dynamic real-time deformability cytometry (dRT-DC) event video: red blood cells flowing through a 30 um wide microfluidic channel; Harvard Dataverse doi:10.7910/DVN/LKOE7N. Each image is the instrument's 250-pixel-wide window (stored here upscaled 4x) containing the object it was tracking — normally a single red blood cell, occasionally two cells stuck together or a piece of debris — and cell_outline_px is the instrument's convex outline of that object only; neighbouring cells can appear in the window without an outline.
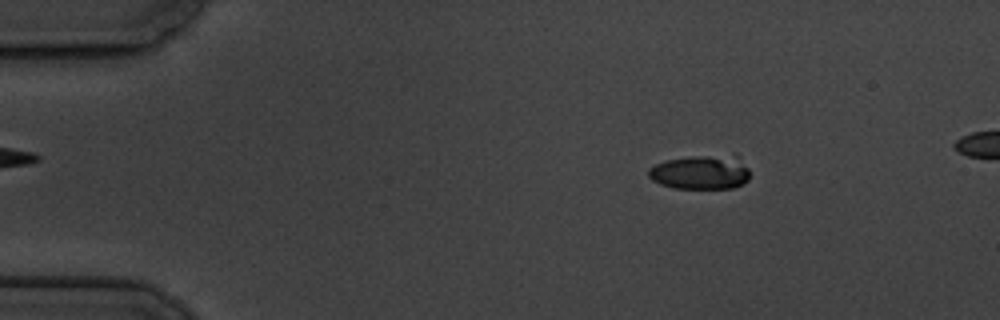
{"species": "common noctule bat (a hibernating species)", "species_latin": "Nyctalus noctula", "temperature_condition": "cold", "stored_images_in_passage": 5, "camera_frame_rate_fps": 3000, "um_per_image_px": 0.085, "animal": {"sex": "male", "body_mass_g": 19.5, "forearm_length_mm": 54.6}, "frame": {"image": 1, "passage_image": 2, "time_ms": 2.0, "image_size_px": [1000, 320], "cell_outline_px": [[748, 180], [744, 184], [732, 188], [676, 188], [660, 184], [652, 180], [648, 176], [648, 168], [664, 160], [696, 156], [736, 156], [748, 168]], "centroid_in_image_um": [59.53, 14.65], "position_along_channel_um": 25.5, "area_um2": 20.0}}